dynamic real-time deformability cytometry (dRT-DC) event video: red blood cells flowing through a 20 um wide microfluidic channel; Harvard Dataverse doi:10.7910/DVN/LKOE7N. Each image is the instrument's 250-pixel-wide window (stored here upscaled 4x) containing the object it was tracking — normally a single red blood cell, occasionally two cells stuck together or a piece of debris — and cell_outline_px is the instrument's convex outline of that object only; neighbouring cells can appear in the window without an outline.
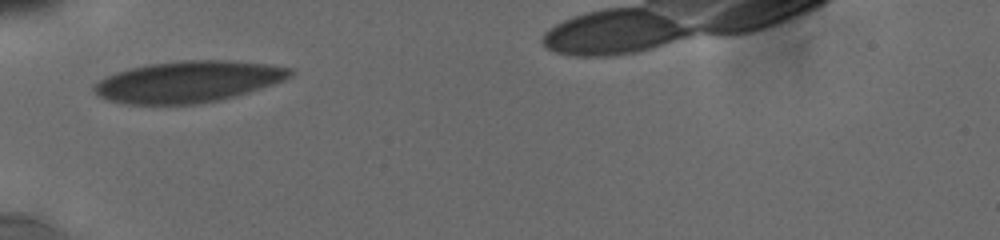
{"species": "human", "species_latin": "Homo sapiens", "temperature_condition": "cold", "stored_images_in_passage": 12, "camera_frame_rate_fps": 3000, "um_per_image_px": 0.085, "donor": {"sex": "male"}, "frame": {"image": 1, "passage_image": 1, "time_ms": 0.0, "image_size_px": [1000, 240], "cell_outline_px": [[292, 76], [284, 80], [248, 92], [220, 100], [196, 104], [128, 104], [112, 100], [100, 96], [92, 88], [92, 84], [104, 76], [128, 68], [148, 64], [180, 60], [236, 60], [292, 68]], "centroid_in_image_um": [15.97, 6.93], "position_along_channel_um": 69.0, "area_um2": 47.22}}
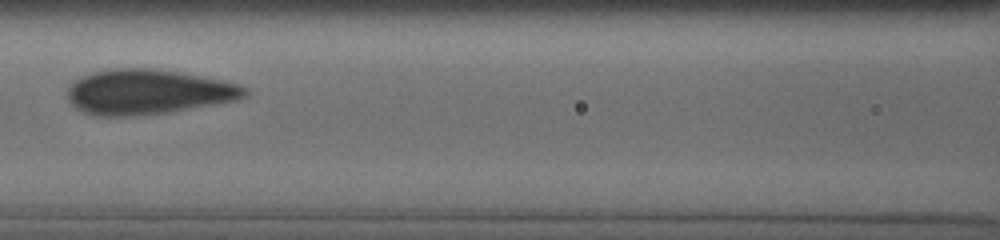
{"frame": {"image": 2, "passage_image": 7, "time_ms": 2.333, "image_size_px": [1000, 240], "cell_outline_px": [[248, 96], [236, 100], [164, 112], [132, 116], [100, 116], [84, 112], [76, 108], [68, 100], [68, 88], [76, 80], [84, 76], [96, 72], [116, 68], [152, 68], [180, 72], [220, 80], [236, 84], [248, 88]], "centroid_in_image_um": [12.57, 7.81], "position_along_channel_um": 154.0, "area_um2": 45.72}}
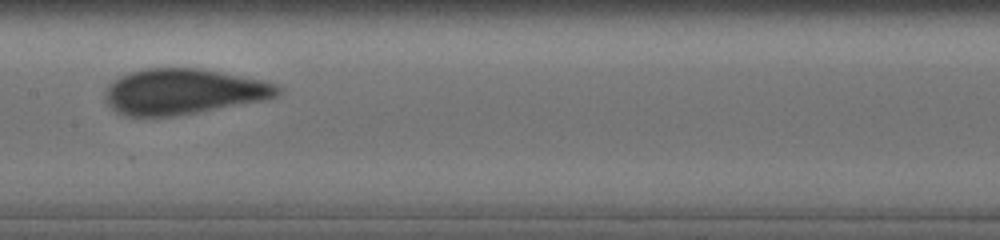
{"frame": {"image": 3, "passage_image": 10, "time_ms": 3.333, "image_size_px": [1000, 240], "cell_outline_px": [[284, 88], [276, 96], [260, 100], [196, 112], [172, 116], [128, 116], [116, 112], [104, 100], [104, 92], [108, 84], [112, 80], [120, 76], [144, 68], [200, 68], [260, 80], [276, 84]], "centroid_in_image_um": [15.51, 7.77], "position_along_channel_um": 191.9, "area_um2": 45.43}}